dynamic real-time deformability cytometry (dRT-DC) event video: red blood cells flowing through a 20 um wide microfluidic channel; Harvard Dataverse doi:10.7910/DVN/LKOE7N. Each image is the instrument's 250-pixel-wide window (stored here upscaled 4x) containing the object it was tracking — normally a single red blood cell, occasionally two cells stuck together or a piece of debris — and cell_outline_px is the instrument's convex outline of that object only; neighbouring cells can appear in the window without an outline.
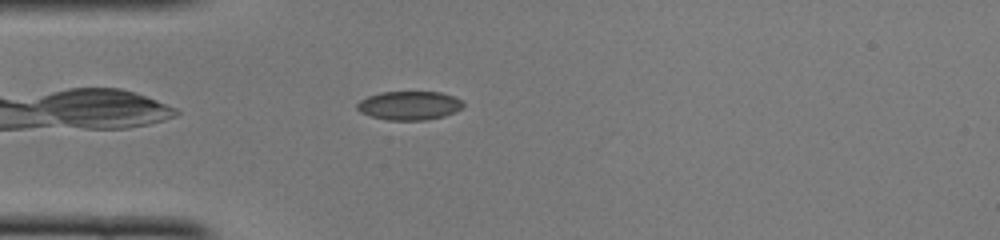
{"species": "common noctule bat (a hibernating species)", "species_latin": "Nyctalus noctula", "temperature_condition": "cold", "stored_images_in_passage": 34, "camera_frame_rate_fps": 3000, "um_per_image_px": 0.085, "animal": {"sex": "female", "body_mass_g": 22.0, "forearm_length_mm": 56.7}, "frame": {"image": 1, "passage_image": 3, "time_ms": 0.667, "image_size_px": [1000, 240], "cell_outline_px": [[464, 108], [444, 116], [424, 120], [388, 120], [372, 116], [360, 112], [356, 108], [356, 104], [360, 100], [368, 96], [380, 92], [440, 92], [452, 96], [460, 100], [464, 104]], "centroid_in_image_um": [34.78, 8.97], "position_along_channel_um": 50.2, "area_um2": 17.74}}
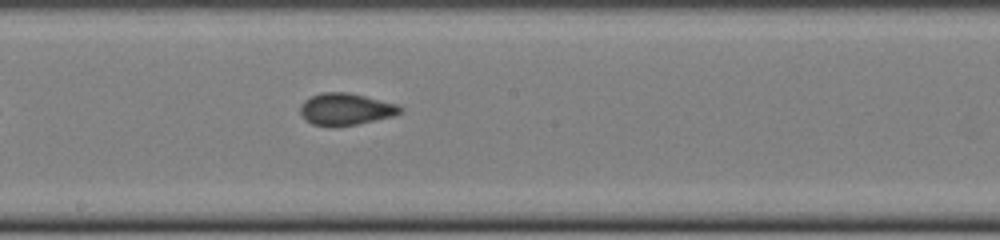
{"frame": {"image": 2, "passage_image": 16, "time_ms": 5.0, "image_size_px": [1000, 240], "cell_outline_px": [[404, 108], [400, 112], [392, 116], [356, 124], [332, 128], [312, 124], [304, 120], [300, 112], [300, 104], [304, 100], [320, 92], [348, 92], [396, 104]], "centroid_in_image_um": [29.31, 9.29], "position_along_channel_um": 218.9, "area_um2": 18.67}}
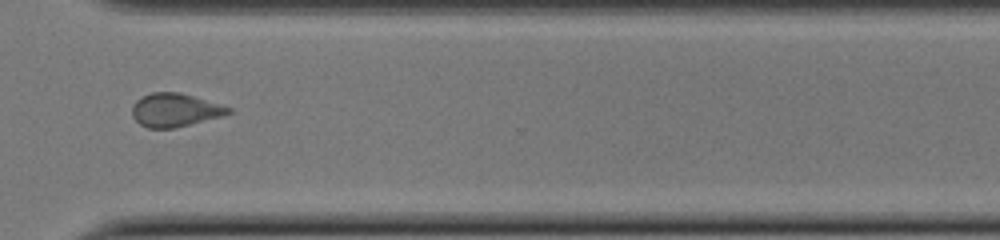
{"frame": {"image": 3, "passage_image": 26, "time_ms": 8.333, "image_size_px": [1000, 240], "cell_outline_px": [[232, 112], [220, 116], [172, 128], [148, 128], [140, 124], [132, 116], [132, 104], [136, 100], [152, 92], [180, 92], [220, 104], [232, 108]], "centroid_in_image_um": [14.84, 9.34], "position_along_channel_um": 355.8, "area_um2": 18.44}, "authors_computed_cell_mechanics": {"area_um2": 18.2937, "velocity_mm_per_s": 4.0827, "shape_relaxation_time_tau1_ms": 6.6424, "shape_relaxation_time_tau2_ms": 1.817, "deformation_change_tau1": 0.1083, "deformation_change_tau2": 0.0636}}